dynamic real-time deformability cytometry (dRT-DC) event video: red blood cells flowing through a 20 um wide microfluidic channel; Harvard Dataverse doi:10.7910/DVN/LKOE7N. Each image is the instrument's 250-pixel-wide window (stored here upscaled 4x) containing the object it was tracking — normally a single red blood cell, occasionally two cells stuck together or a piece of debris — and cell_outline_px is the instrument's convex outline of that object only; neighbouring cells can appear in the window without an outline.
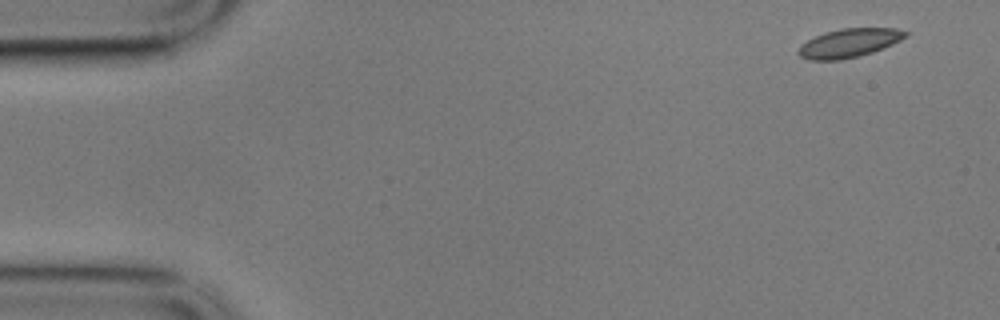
{"species": "common noctule bat (a hibernating species)", "species_latin": "Nyctalus noctula", "temperature_condition": "cold", "stored_images_in_passage": 4, "camera_frame_rate_fps": 3000, "um_per_image_px": 0.085, "animal": {"sex": "male", "body_mass_g": 17.9}, "frame": {"image": 1, "passage_image": 1, "time_ms": 0.0, "image_size_px": [1000, 320], "cell_outline_px": [[908, 36], [884, 48], [860, 56], [840, 60], [812, 60], [800, 56], [796, 52], [808, 40], [824, 32], [840, 28], [896, 28], [908, 32]], "centroid_in_image_um": [72.21, 3.65], "position_along_channel_um": 12.8, "area_um2": 17.86}}